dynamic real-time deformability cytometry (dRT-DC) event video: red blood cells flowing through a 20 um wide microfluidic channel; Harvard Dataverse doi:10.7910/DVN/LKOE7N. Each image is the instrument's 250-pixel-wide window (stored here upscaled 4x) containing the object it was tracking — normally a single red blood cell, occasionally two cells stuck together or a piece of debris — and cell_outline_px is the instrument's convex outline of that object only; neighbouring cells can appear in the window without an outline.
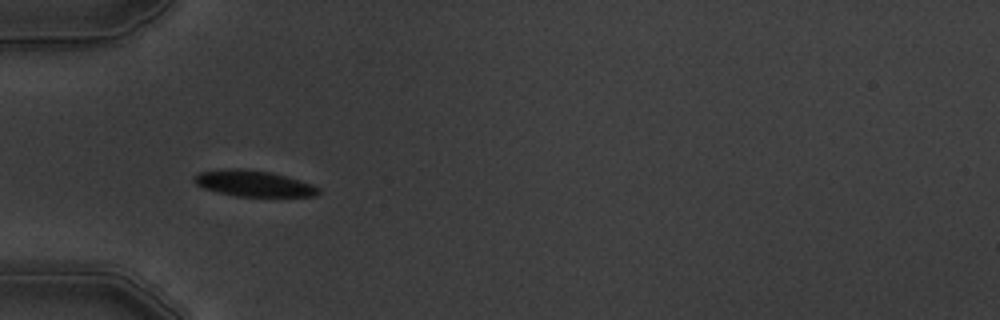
{"species": "common noctule bat (a hibernating species)", "species_latin": "Nyctalus noctula", "temperature_condition": "warm", "stored_images_in_passage": 2, "camera_frame_rate_fps": 3000, "um_per_image_px": 0.085, "animal": {"sex": "male", "body_mass_g": 19.5, "forearm_length_mm": 54.6}, "frame": {"image": 1, "passage_image": 1, "time_ms": 0.0, "image_size_px": [1000, 320], "cell_outline_px": [[320, 192], [316, 196], [236, 196], [204, 188], [196, 184], [192, 180], [192, 176], [196, 172], [224, 168], [240, 168], [272, 172], [288, 176], [312, 184], [320, 188]], "centroid_in_image_um": [21.52, 15.57], "position_along_channel_um": 63.5, "area_um2": 19.07}}